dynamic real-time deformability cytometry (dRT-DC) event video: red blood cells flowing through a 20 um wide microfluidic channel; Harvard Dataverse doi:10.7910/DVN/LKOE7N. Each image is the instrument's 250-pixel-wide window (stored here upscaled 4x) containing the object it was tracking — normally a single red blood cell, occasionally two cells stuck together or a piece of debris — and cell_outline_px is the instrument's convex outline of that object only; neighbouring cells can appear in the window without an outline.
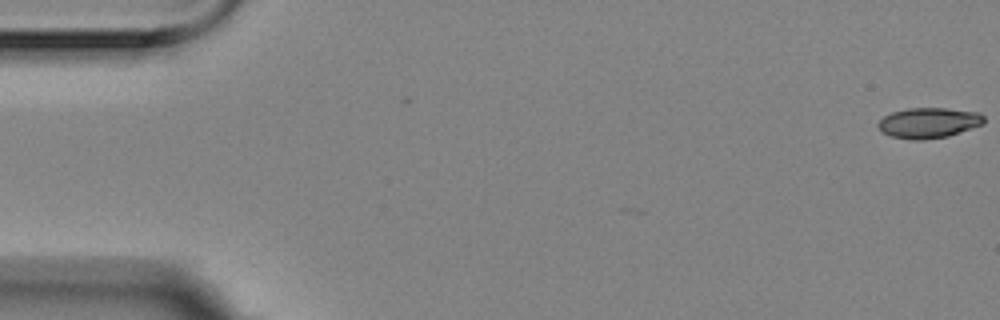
{"species": "Egyptian fruit bat (a non-hibernating species)", "species_latin": "Rousettus aegyptiacus", "temperature_condition": "room temperature", "stored_images_in_passage": 4, "camera_frame_rate_fps": 3000, "um_per_image_px": 0.085, "animal": {"sex": "female"}, "frame": {"image": 1, "passage_image": 1, "time_ms": 0.0, "image_size_px": [1000, 320], "cell_outline_px": [[984, 124], [948, 136], [924, 140], [908, 140], [892, 136], [884, 132], [876, 124], [884, 116], [892, 112], [908, 108], [944, 108], [980, 112], [984, 116]], "centroid_in_image_um": [78.96, 10.44], "position_along_channel_um": 6.0, "area_um2": 18.79}}